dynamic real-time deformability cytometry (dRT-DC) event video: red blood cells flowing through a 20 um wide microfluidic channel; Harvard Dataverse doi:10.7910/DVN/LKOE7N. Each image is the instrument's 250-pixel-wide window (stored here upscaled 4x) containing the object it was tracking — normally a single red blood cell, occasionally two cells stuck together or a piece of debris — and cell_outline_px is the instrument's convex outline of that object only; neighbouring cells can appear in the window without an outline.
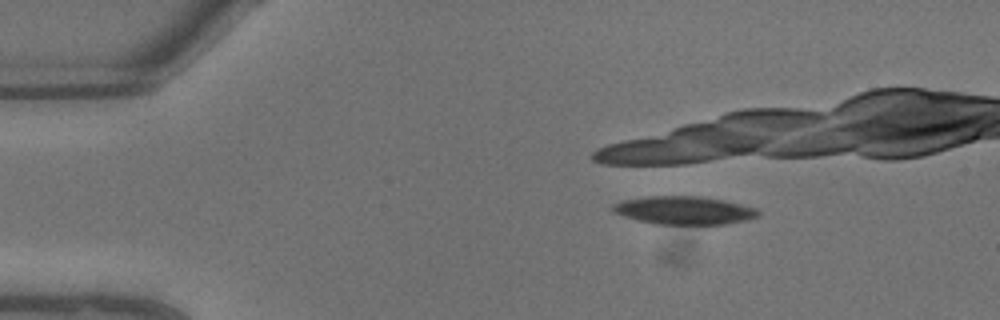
{"species": "common noctule bat (a hibernating species)", "species_latin": "Nyctalus noctula", "temperature_condition": "warm", "stored_images_in_passage": 3, "camera_frame_rate_fps": 3000, "um_per_image_px": 0.085, "animal": {"sex": "male", "body_mass_g": 13.3}, "frame": {"image": 1, "passage_image": 1, "time_ms": 0.0, "image_size_px": [1000, 320], "cell_outline_px": [[760, 216], [748, 220], [724, 224], [652, 224], [624, 216], [612, 212], [612, 204], [624, 200], [648, 196], [700, 196], [724, 200], [756, 208], [760, 212]], "centroid_in_image_um": [58.16, 17.88], "position_along_channel_um": 26.8, "area_um2": 23.93}}